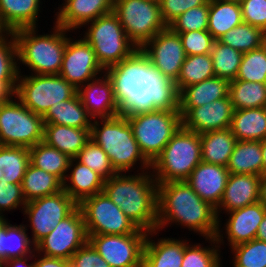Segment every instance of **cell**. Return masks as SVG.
<instances>
[{
	"label": "cell",
	"instance_id": "cell-8",
	"mask_svg": "<svg viewBox=\"0 0 266 267\" xmlns=\"http://www.w3.org/2000/svg\"><path fill=\"white\" fill-rule=\"evenodd\" d=\"M89 23L91 25L83 37L92 46L104 70L120 63L137 49L113 11Z\"/></svg>",
	"mask_w": 266,
	"mask_h": 267
},
{
	"label": "cell",
	"instance_id": "cell-5",
	"mask_svg": "<svg viewBox=\"0 0 266 267\" xmlns=\"http://www.w3.org/2000/svg\"><path fill=\"white\" fill-rule=\"evenodd\" d=\"M36 27L13 31L17 60L37 75L59 74L68 38L67 30L55 23L53 34L36 35Z\"/></svg>",
	"mask_w": 266,
	"mask_h": 267
},
{
	"label": "cell",
	"instance_id": "cell-46",
	"mask_svg": "<svg viewBox=\"0 0 266 267\" xmlns=\"http://www.w3.org/2000/svg\"><path fill=\"white\" fill-rule=\"evenodd\" d=\"M209 1L185 11L176 18L169 27L174 32H189L208 29Z\"/></svg>",
	"mask_w": 266,
	"mask_h": 267
},
{
	"label": "cell",
	"instance_id": "cell-14",
	"mask_svg": "<svg viewBox=\"0 0 266 267\" xmlns=\"http://www.w3.org/2000/svg\"><path fill=\"white\" fill-rule=\"evenodd\" d=\"M78 204L62 189L61 191L26 203L24 214L28 215L35 246L54 229L59 221L69 216Z\"/></svg>",
	"mask_w": 266,
	"mask_h": 267
},
{
	"label": "cell",
	"instance_id": "cell-29",
	"mask_svg": "<svg viewBox=\"0 0 266 267\" xmlns=\"http://www.w3.org/2000/svg\"><path fill=\"white\" fill-rule=\"evenodd\" d=\"M229 129L238 141L264 140L266 107L234 110Z\"/></svg>",
	"mask_w": 266,
	"mask_h": 267
},
{
	"label": "cell",
	"instance_id": "cell-31",
	"mask_svg": "<svg viewBox=\"0 0 266 267\" xmlns=\"http://www.w3.org/2000/svg\"><path fill=\"white\" fill-rule=\"evenodd\" d=\"M202 161L227 167L238 141L229 128L200 135Z\"/></svg>",
	"mask_w": 266,
	"mask_h": 267
},
{
	"label": "cell",
	"instance_id": "cell-6",
	"mask_svg": "<svg viewBox=\"0 0 266 267\" xmlns=\"http://www.w3.org/2000/svg\"><path fill=\"white\" fill-rule=\"evenodd\" d=\"M201 161L200 135L181 125L151 168L157 183L185 181Z\"/></svg>",
	"mask_w": 266,
	"mask_h": 267
},
{
	"label": "cell",
	"instance_id": "cell-21",
	"mask_svg": "<svg viewBox=\"0 0 266 267\" xmlns=\"http://www.w3.org/2000/svg\"><path fill=\"white\" fill-rule=\"evenodd\" d=\"M260 179L259 175L230 173L221 202L216 208L217 217L222 207L228 213L259 202Z\"/></svg>",
	"mask_w": 266,
	"mask_h": 267
},
{
	"label": "cell",
	"instance_id": "cell-19",
	"mask_svg": "<svg viewBox=\"0 0 266 267\" xmlns=\"http://www.w3.org/2000/svg\"><path fill=\"white\" fill-rule=\"evenodd\" d=\"M229 174V170L225 166L201 161L185 181L202 200L217 208L221 202Z\"/></svg>",
	"mask_w": 266,
	"mask_h": 267
},
{
	"label": "cell",
	"instance_id": "cell-18",
	"mask_svg": "<svg viewBox=\"0 0 266 267\" xmlns=\"http://www.w3.org/2000/svg\"><path fill=\"white\" fill-rule=\"evenodd\" d=\"M234 108L228 97L191 108L182 118V126L201 135L230 128Z\"/></svg>",
	"mask_w": 266,
	"mask_h": 267
},
{
	"label": "cell",
	"instance_id": "cell-49",
	"mask_svg": "<svg viewBox=\"0 0 266 267\" xmlns=\"http://www.w3.org/2000/svg\"><path fill=\"white\" fill-rule=\"evenodd\" d=\"M209 0H159L161 17L169 26L176 18L185 11L205 5Z\"/></svg>",
	"mask_w": 266,
	"mask_h": 267
},
{
	"label": "cell",
	"instance_id": "cell-35",
	"mask_svg": "<svg viewBox=\"0 0 266 267\" xmlns=\"http://www.w3.org/2000/svg\"><path fill=\"white\" fill-rule=\"evenodd\" d=\"M30 163L50 174L56 176L62 183L66 178L71 158L58 149L39 142L29 148Z\"/></svg>",
	"mask_w": 266,
	"mask_h": 267
},
{
	"label": "cell",
	"instance_id": "cell-40",
	"mask_svg": "<svg viewBox=\"0 0 266 267\" xmlns=\"http://www.w3.org/2000/svg\"><path fill=\"white\" fill-rule=\"evenodd\" d=\"M264 31L247 23H242L230 29L219 39L225 45L242 53L261 47Z\"/></svg>",
	"mask_w": 266,
	"mask_h": 267
},
{
	"label": "cell",
	"instance_id": "cell-51",
	"mask_svg": "<svg viewBox=\"0 0 266 267\" xmlns=\"http://www.w3.org/2000/svg\"><path fill=\"white\" fill-rule=\"evenodd\" d=\"M26 203L21 184L0 181V215L2 211H10L22 205L24 208Z\"/></svg>",
	"mask_w": 266,
	"mask_h": 267
},
{
	"label": "cell",
	"instance_id": "cell-28",
	"mask_svg": "<svg viewBox=\"0 0 266 267\" xmlns=\"http://www.w3.org/2000/svg\"><path fill=\"white\" fill-rule=\"evenodd\" d=\"M40 0H0V24L7 32L37 27Z\"/></svg>",
	"mask_w": 266,
	"mask_h": 267
},
{
	"label": "cell",
	"instance_id": "cell-27",
	"mask_svg": "<svg viewBox=\"0 0 266 267\" xmlns=\"http://www.w3.org/2000/svg\"><path fill=\"white\" fill-rule=\"evenodd\" d=\"M90 131L91 129L44 124L43 142L72 159L90 140Z\"/></svg>",
	"mask_w": 266,
	"mask_h": 267
},
{
	"label": "cell",
	"instance_id": "cell-63",
	"mask_svg": "<svg viewBox=\"0 0 266 267\" xmlns=\"http://www.w3.org/2000/svg\"><path fill=\"white\" fill-rule=\"evenodd\" d=\"M139 267H149V266L144 261H142Z\"/></svg>",
	"mask_w": 266,
	"mask_h": 267
},
{
	"label": "cell",
	"instance_id": "cell-15",
	"mask_svg": "<svg viewBox=\"0 0 266 267\" xmlns=\"http://www.w3.org/2000/svg\"><path fill=\"white\" fill-rule=\"evenodd\" d=\"M148 232L132 234L87 235L88 242L111 267H139Z\"/></svg>",
	"mask_w": 266,
	"mask_h": 267
},
{
	"label": "cell",
	"instance_id": "cell-10",
	"mask_svg": "<svg viewBox=\"0 0 266 267\" xmlns=\"http://www.w3.org/2000/svg\"><path fill=\"white\" fill-rule=\"evenodd\" d=\"M113 12L129 40L138 49L167 27L161 17L158 1L114 0Z\"/></svg>",
	"mask_w": 266,
	"mask_h": 267
},
{
	"label": "cell",
	"instance_id": "cell-33",
	"mask_svg": "<svg viewBox=\"0 0 266 267\" xmlns=\"http://www.w3.org/2000/svg\"><path fill=\"white\" fill-rule=\"evenodd\" d=\"M261 141H237L227 169L232 174L262 175Z\"/></svg>",
	"mask_w": 266,
	"mask_h": 267
},
{
	"label": "cell",
	"instance_id": "cell-37",
	"mask_svg": "<svg viewBox=\"0 0 266 267\" xmlns=\"http://www.w3.org/2000/svg\"><path fill=\"white\" fill-rule=\"evenodd\" d=\"M228 96L234 110L266 107V84L233 80Z\"/></svg>",
	"mask_w": 266,
	"mask_h": 267
},
{
	"label": "cell",
	"instance_id": "cell-32",
	"mask_svg": "<svg viewBox=\"0 0 266 267\" xmlns=\"http://www.w3.org/2000/svg\"><path fill=\"white\" fill-rule=\"evenodd\" d=\"M76 94L73 98L60 101L52 105L43 116L44 124H57L62 126L91 129L92 121Z\"/></svg>",
	"mask_w": 266,
	"mask_h": 267
},
{
	"label": "cell",
	"instance_id": "cell-52",
	"mask_svg": "<svg viewBox=\"0 0 266 267\" xmlns=\"http://www.w3.org/2000/svg\"><path fill=\"white\" fill-rule=\"evenodd\" d=\"M70 262L72 267H111L89 242L71 256Z\"/></svg>",
	"mask_w": 266,
	"mask_h": 267
},
{
	"label": "cell",
	"instance_id": "cell-23",
	"mask_svg": "<svg viewBox=\"0 0 266 267\" xmlns=\"http://www.w3.org/2000/svg\"><path fill=\"white\" fill-rule=\"evenodd\" d=\"M265 212L266 208L260 202L230 211L225 227L230 247L255 239Z\"/></svg>",
	"mask_w": 266,
	"mask_h": 267
},
{
	"label": "cell",
	"instance_id": "cell-47",
	"mask_svg": "<svg viewBox=\"0 0 266 267\" xmlns=\"http://www.w3.org/2000/svg\"><path fill=\"white\" fill-rule=\"evenodd\" d=\"M214 247H202L198 245H186L181 267H220V255ZM208 248V249H207Z\"/></svg>",
	"mask_w": 266,
	"mask_h": 267
},
{
	"label": "cell",
	"instance_id": "cell-61",
	"mask_svg": "<svg viewBox=\"0 0 266 267\" xmlns=\"http://www.w3.org/2000/svg\"><path fill=\"white\" fill-rule=\"evenodd\" d=\"M6 219L2 216V215H0V229L3 227V225L6 223Z\"/></svg>",
	"mask_w": 266,
	"mask_h": 267
},
{
	"label": "cell",
	"instance_id": "cell-16",
	"mask_svg": "<svg viewBox=\"0 0 266 267\" xmlns=\"http://www.w3.org/2000/svg\"><path fill=\"white\" fill-rule=\"evenodd\" d=\"M141 50L165 76L176 81L185 60V52L178 33L169 26L158 32Z\"/></svg>",
	"mask_w": 266,
	"mask_h": 267
},
{
	"label": "cell",
	"instance_id": "cell-30",
	"mask_svg": "<svg viewBox=\"0 0 266 267\" xmlns=\"http://www.w3.org/2000/svg\"><path fill=\"white\" fill-rule=\"evenodd\" d=\"M243 23L240 2L237 0H209L207 31L214 40Z\"/></svg>",
	"mask_w": 266,
	"mask_h": 267
},
{
	"label": "cell",
	"instance_id": "cell-45",
	"mask_svg": "<svg viewBox=\"0 0 266 267\" xmlns=\"http://www.w3.org/2000/svg\"><path fill=\"white\" fill-rule=\"evenodd\" d=\"M8 34V35H7ZM5 36V37H4ZM7 36V38H6ZM8 37L10 41L7 40ZM17 59V44L13 32H6L0 37V81H17L19 66Z\"/></svg>",
	"mask_w": 266,
	"mask_h": 267
},
{
	"label": "cell",
	"instance_id": "cell-9",
	"mask_svg": "<svg viewBox=\"0 0 266 267\" xmlns=\"http://www.w3.org/2000/svg\"><path fill=\"white\" fill-rule=\"evenodd\" d=\"M77 94V89L59 74L18 75L15 96L33 113L44 116L49 108Z\"/></svg>",
	"mask_w": 266,
	"mask_h": 267
},
{
	"label": "cell",
	"instance_id": "cell-56",
	"mask_svg": "<svg viewBox=\"0 0 266 267\" xmlns=\"http://www.w3.org/2000/svg\"><path fill=\"white\" fill-rule=\"evenodd\" d=\"M259 202L266 208V175H261Z\"/></svg>",
	"mask_w": 266,
	"mask_h": 267
},
{
	"label": "cell",
	"instance_id": "cell-43",
	"mask_svg": "<svg viewBox=\"0 0 266 267\" xmlns=\"http://www.w3.org/2000/svg\"><path fill=\"white\" fill-rule=\"evenodd\" d=\"M27 227L23 225H12L5 223V261L13 258H19L29 255L30 257H37L32 255V241L26 234ZM31 244V245H30ZM32 255V256H31Z\"/></svg>",
	"mask_w": 266,
	"mask_h": 267
},
{
	"label": "cell",
	"instance_id": "cell-24",
	"mask_svg": "<svg viewBox=\"0 0 266 267\" xmlns=\"http://www.w3.org/2000/svg\"><path fill=\"white\" fill-rule=\"evenodd\" d=\"M229 83L228 80L215 76L183 88L179 92L181 118L193 107H199L228 97Z\"/></svg>",
	"mask_w": 266,
	"mask_h": 267
},
{
	"label": "cell",
	"instance_id": "cell-62",
	"mask_svg": "<svg viewBox=\"0 0 266 267\" xmlns=\"http://www.w3.org/2000/svg\"><path fill=\"white\" fill-rule=\"evenodd\" d=\"M7 31L1 26L0 24V37L4 35L3 33H6Z\"/></svg>",
	"mask_w": 266,
	"mask_h": 267
},
{
	"label": "cell",
	"instance_id": "cell-12",
	"mask_svg": "<svg viewBox=\"0 0 266 267\" xmlns=\"http://www.w3.org/2000/svg\"><path fill=\"white\" fill-rule=\"evenodd\" d=\"M78 207L84 217L87 235H124L138 230L104 192L84 199Z\"/></svg>",
	"mask_w": 266,
	"mask_h": 267
},
{
	"label": "cell",
	"instance_id": "cell-59",
	"mask_svg": "<svg viewBox=\"0 0 266 267\" xmlns=\"http://www.w3.org/2000/svg\"><path fill=\"white\" fill-rule=\"evenodd\" d=\"M261 150L263 159L262 175H266V138L261 141Z\"/></svg>",
	"mask_w": 266,
	"mask_h": 267
},
{
	"label": "cell",
	"instance_id": "cell-55",
	"mask_svg": "<svg viewBox=\"0 0 266 267\" xmlns=\"http://www.w3.org/2000/svg\"><path fill=\"white\" fill-rule=\"evenodd\" d=\"M28 261L27 256L9 259L5 262H1L3 267H34V262L31 264L26 263Z\"/></svg>",
	"mask_w": 266,
	"mask_h": 267
},
{
	"label": "cell",
	"instance_id": "cell-58",
	"mask_svg": "<svg viewBox=\"0 0 266 267\" xmlns=\"http://www.w3.org/2000/svg\"><path fill=\"white\" fill-rule=\"evenodd\" d=\"M0 262H5V224L0 229Z\"/></svg>",
	"mask_w": 266,
	"mask_h": 267
},
{
	"label": "cell",
	"instance_id": "cell-60",
	"mask_svg": "<svg viewBox=\"0 0 266 267\" xmlns=\"http://www.w3.org/2000/svg\"><path fill=\"white\" fill-rule=\"evenodd\" d=\"M262 49L265 51L266 53V31L263 34V38H262V44H261Z\"/></svg>",
	"mask_w": 266,
	"mask_h": 267
},
{
	"label": "cell",
	"instance_id": "cell-54",
	"mask_svg": "<svg viewBox=\"0 0 266 267\" xmlns=\"http://www.w3.org/2000/svg\"><path fill=\"white\" fill-rule=\"evenodd\" d=\"M17 81H0V104L7 103L15 95Z\"/></svg>",
	"mask_w": 266,
	"mask_h": 267
},
{
	"label": "cell",
	"instance_id": "cell-2",
	"mask_svg": "<svg viewBox=\"0 0 266 267\" xmlns=\"http://www.w3.org/2000/svg\"><path fill=\"white\" fill-rule=\"evenodd\" d=\"M158 184V225L156 230L167 223H178L198 232L213 244H219V217L216 208L191 188L187 181H169Z\"/></svg>",
	"mask_w": 266,
	"mask_h": 267
},
{
	"label": "cell",
	"instance_id": "cell-36",
	"mask_svg": "<svg viewBox=\"0 0 266 267\" xmlns=\"http://www.w3.org/2000/svg\"><path fill=\"white\" fill-rule=\"evenodd\" d=\"M30 163L29 149L0 145V181L21 184Z\"/></svg>",
	"mask_w": 266,
	"mask_h": 267
},
{
	"label": "cell",
	"instance_id": "cell-38",
	"mask_svg": "<svg viewBox=\"0 0 266 267\" xmlns=\"http://www.w3.org/2000/svg\"><path fill=\"white\" fill-rule=\"evenodd\" d=\"M215 77L209 54L186 56L175 81L178 92L183 88Z\"/></svg>",
	"mask_w": 266,
	"mask_h": 267
},
{
	"label": "cell",
	"instance_id": "cell-20",
	"mask_svg": "<svg viewBox=\"0 0 266 267\" xmlns=\"http://www.w3.org/2000/svg\"><path fill=\"white\" fill-rule=\"evenodd\" d=\"M94 78L86 85L77 89V94L91 118H111L119 115V108L115 101L112 83L107 74ZM83 86V87H82Z\"/></svg>",
	"mask_w": 266,
	"mask_h": 267
},
{
	"label": "cell",
	"instance_id": "cell-42",
	"mask_svg": "<svg viewBox=\"0 0 266 267\" xmlns=\"http://www.w3.org/2000/svg\"><path fill=\"white\" fill-rule=\"evenodd\" d=\"M235 80L266 84V53L262 47L243 53Z\"/></svg>",
	"mask_w": 266,
	"mask_h": 267
},
{
	"label": "cell",
	"instance_id": "cell-3",
	"mask_svg": "<svg viewBox=\"0 0 266 267\" xmlns=\"http://www.w3.org/2000/svg\"><path fill=\"white\" fill-rule=\"evenodd\" d=\"M117 173L104 181L103 192L120 207L138 229L156 231L158 184L152 174Z\"/></svg>",
	"mask_w": 266,
	"mask_h": 267
},
{
	"label": "cell",
	"instance_id": "cell-57",
	"mask_svg": "<svg viewBox=\"0 0 266 267\" xmlns=\"http://www.w3.org/2000/svg\"><path fill=\"white\" fill-rule=\"evenodd\" d=\"M255 239L266 242V212L264 219L258 226L257 235Z\"/></svg>",
	"mask_w": 266,
	"mask_h": 267
},
{
	"label": "cell",
	"instance_id": "cell-39",
	"mask_svg": "<svg viewBox=\"0 0 266 267\" xmlns=\"http://www.w3.org/2000/svg\"><path fill=\"white\" fill-rule=\"evenodd\" d=\"M216 77L230 81L236 79L243 53L215 40L210 52Z\"/></svg>",
	"mask_w": 266,
	"mask_h": 267
},
{
	"label": "cell",
	"instance_id": "cell-22",
	"mask_svg": "<svg viewBox=\"0 0 266 267\" xmlns=\"http://www.w3.org/2000/svg\"><path fill=\"white\" fill-rule=\"evenodd\" d=\"M114 0H65L57 12L56 24L76 30L90 21L113 11Z\"/></svg>",
	"mask_w": 266,
	"mask_h": 267
},
{
	"label": "cell",
	"instance_id": "cell-11",
	"mask_svg": "<svg viewBox=\"0 0 266 267\" xmlns=\"http://www.w3.org/2000/svg\"><path fill=\"white\" fill-rule=\"evenodd\" d=\"M44 139L43 116L19 100L0 104V145L30 148Z\"/></svg>",
	"mask_w": 266,
	"mask_h": 267
},
{
	"label": "cell",
	"instance_id": "cell-34",
	"mask_svg": "<svg viewBox=\"0 0 266 267\" xmlns=\"http://www.w3.org/2000/svg\"><path fill=\"white\" fill-rule=\"evenodd\" d=\"M21 187L25 201L29 202L61 191L63 183L53 174L29 163Z\"/></svg>",
	"mask_w": 266,
	"mask_h": 267
},
{
	"label": "cell",
	"instance_id": "cell-48",
	"mask_svg": "<svg viewBox=\"0 0 266 267\" xmlns=\"http://www.w3.org/2000/svg\"><path fill=\"white\" fill-rule=\"evenodd\" d=\"M179 34L186 56L209 54L214 38L207 30L176 32Z\"/></svg>",
	"mask_w": 266,
	"mask_h": 267
},
{
	"label": "cell",
	"instance_id": "cell-7",
	"mask_svg": "<svg viewBox=\"0 0 266 267\" xmlns=\"http://www.w3.org/2000/svg\"><path fill=\"white\" fill-rule=\"evenodd\" d=\"M127 119L142 154L151 164L182 125L179 110H156Z\"/></svg>",
	"mask_w": 266,
	"mask_h": 267
},
{
	"label": "cell",
	"instance_id": "cell-50",
	"mask_svg": "<svg viewBox=\"0 0 266 267\" xmlns=\"http://www.w3.org/2000/svg\"><path fill=\"white\" fill-rule=\"evenodd\" d=\"M243 22L266 31V0H240Z\"/></svg>",
	"mask_w": 266,
	"mask_h": 267
},
{
	"label": "cell",
	"instance_id": "cell-53",
	"mask_svg": "<svg viewBox=\"0 0 266 267\" xmlns=\"http://www.w3.org/2000/svg\"><path fill=\"white\" fill-rule=\"evenodd\" d=\"M34 267H72L70 260L43 256L34 261Z\"/></svg>",
	"mask_w": 266,
	"mask_h": 267
},
{
	"label": "cell",
	"instance_id": "cell-1",
	"mask_svg": "<svg viewBox=\"0 0 266 267\" xmlns=\"http://www.w3.org/2000/svg\"><path fill=\"white\" fill-rule=\"evenodd\" d=\"M107 70V71H106ZM119 115L132 116L156 110H179L175 81L165 76L141 50L107 69Z\"/></svg>",
	"mask_w": 266,
	"mask_h": 267
},
{
	"label": "cell",
	"instance_id": "cell-41",
	"mask_svg": "<svg viewBox=\"0 0 266 267\" xmlns=\"http://www.w3.org/2000/svg\"><path fill=\"white\" fill-rule=\"evenodd\" d=\"M75 159L100 174L105 180L117 174L106 152L91 139L78 152Z\"/></svg>",
	"mask_w": 266,
	"mask_h": 267
},
{
	"label": "cell",
	"instance_id": "cell-4",
	"mask_svg": "<svg viewBox=\"0 0 266 267\" xmlns=\"http://www.w3.org/2000/svg\"><path fill=\"white\" fill-rule=\"evenodd\" d=\"M90 139L106 152L117 173L129 172L137 161L143 164L141 167L144 169L151 168V163L144 157L133 136L132 128L126 116L117 115L103 118L101 122L94 120L91 126Z\"/></svg>",
	"mask_w": 266,
	"mask_h": 267
},
{
	"label": "cell",
	"instance_id": "cell-26",
	"mask_svg": "<svg viewBox=\"0 0 266 267\" xmlns=\"http://www.w3.org/2000/svg\"><path fill=\"white\" fill-rule=\"evenodd\" d=\"M154 233L157 234L156 231L147 234L143 261L149 267H181L184 248L188 243L173 238L160 239L155 243L148 237Z\"/></svg>",
	"mask_w": 266,
	"mask_h": 267
},
{
	"label": "cell",
	"instance_id": "cell-13",
	"mask_svg": "<svg viewBox=\"0 0 266 267\" xmlns=\"http://www.w3.org/2000/svg\"><path fill=\"white\" fill-rule=\"evenodd\" d=\"M88 242L84 217L77 207L69 216L52 229L32 249L35 253L44 252V256L70 260L71 256Z\"/></svg>",
	"mask_w": 266,
	"mask_h": 267
},
{
	"label": "cell",
	"instance_id": "cell-17",
	"mask_svg": "<svg viewBox=\"0 0 266 267\" xmlns=\"http://www.w3.org/2000/svg\"><path fill=\"white\" fill-rule=\"evenodd\" d=\"M68 38L59 75L78 89L104 70L97 61L92 46L83 38L71 41Z\"/></svg>",
	"mask_w": 266,
	"mask_h": 267
},
{
	"label": "cell",
	"instance_id": "cell-25",
	"mask_svg": "<svg viewBox=\"0 0 266 267\" xmlns=\"http://www.w3.org/2000/svg\"><path fill=\"white\" fill-rule=\"evenodd\" d=\"M76 161V164H73ZM75 165L71 174L66 176L63 190L79 205L84 199L103 192L105 179L97 172L72 158L69 169ZM69 179V180H68ZM67 180L70 181L67 184Z\"/></svg>",
	"mask_w": 266,
	"mask_h": 267
},
{
	"label": "cell",
	"instance_id": "cell-44",
	"mask_svg": "<svg viewBox=\"0 0 266 267\" xmlns=\"http://www.w3.org/2000/svg\"><path fill=\"white\" fill-rule=\"evenodd\" d=\"M231 248L234 267H266V242L253 239Z\"/></svg>",
	"mask_w": 266,
	"mask_h": 267
}]
</instances>
